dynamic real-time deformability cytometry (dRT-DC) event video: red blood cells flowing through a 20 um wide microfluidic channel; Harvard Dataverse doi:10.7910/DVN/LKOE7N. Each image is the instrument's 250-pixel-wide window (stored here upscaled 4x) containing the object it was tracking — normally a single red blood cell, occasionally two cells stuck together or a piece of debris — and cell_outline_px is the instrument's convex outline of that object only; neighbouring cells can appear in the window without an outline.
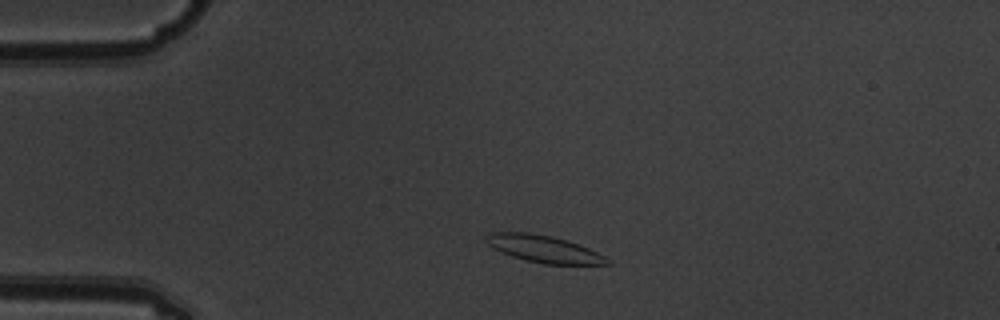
{"species": "common noctule bat (a hibernating species)", "species_latin": "Nyctalus noctula", "temperature_condition": "warm", "stored_images_in_passage": 2, "camera_frame_rate_fps": 3000, "um_per_image_px": 0.085, "animal": {"sex": "male", "body_mass_g": 19.5, "forearm_length_mm": 54.6}, "frame": {"image": 1, "passage_image": 1, "time_ms": 0.0, "image_size_px": [1000, 320], "cell_outline_px": [[612, 264], [544, 264], [524, 260], [500, 252], [488, 244], [484, 240], [484, 236], [488, 232], [528, 232], [552, 236], [568, 240], [588, 248], [604, 256]], "centroid_in_image_um": [46.16, 21.14], "position_along_channel_um": 38.8, "area_um2": 19.13}}